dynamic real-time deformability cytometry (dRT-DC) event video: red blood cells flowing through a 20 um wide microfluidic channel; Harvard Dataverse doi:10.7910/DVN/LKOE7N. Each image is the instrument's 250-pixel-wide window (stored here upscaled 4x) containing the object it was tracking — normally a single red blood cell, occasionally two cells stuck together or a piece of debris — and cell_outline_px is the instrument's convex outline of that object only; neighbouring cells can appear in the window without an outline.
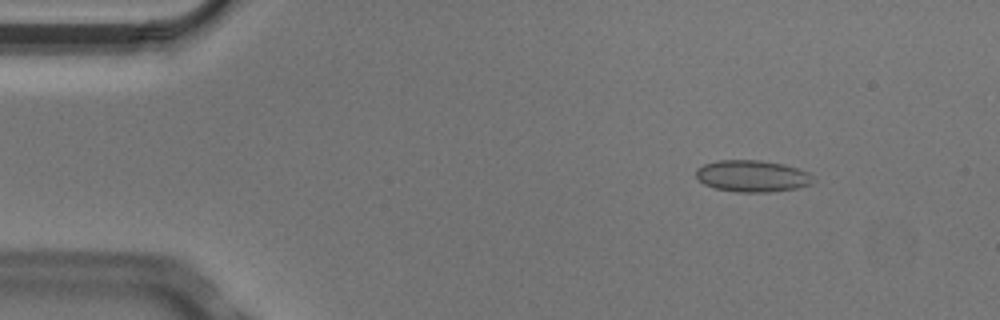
{"species": "Egyptian fruit bat (a non-hibernating species)", "species_latin": "Rousettus aegyptiacus", "temperature_condition": "cold", "stored_images_in_passage": 4, "camera_frame_rate_fps": 3000, "um_per_image_px": 0.085, "animal": {"sex": "male"}, "frame": {"image": 1, "passage_image": 2, "time_ms": 0.333, "image_size_px": [1000, 320], "cell_outline_px": [[816, 180], [812, 184], [800, 188], [768, 192], [736, 192], [716, 188], [704, 184], [696, 176], [696, 168], [704, 164], [720, 160], [760, 160], [784, 164], [808, 172]], "centroid_in_image_um": [63.98, 14.97], "position_along_channel_um": 21.0, "area_um2": 21.73}}